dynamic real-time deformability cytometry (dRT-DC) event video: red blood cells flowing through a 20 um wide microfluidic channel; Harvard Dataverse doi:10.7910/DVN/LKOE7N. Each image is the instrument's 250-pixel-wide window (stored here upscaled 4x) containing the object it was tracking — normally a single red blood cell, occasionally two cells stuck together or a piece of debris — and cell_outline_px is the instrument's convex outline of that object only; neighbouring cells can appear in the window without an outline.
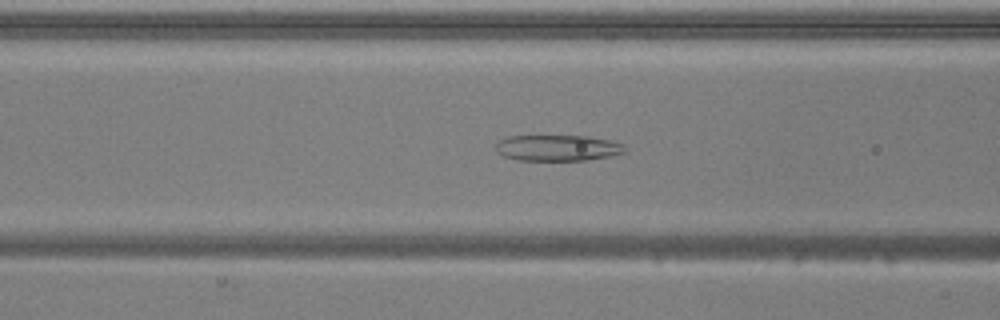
{"species": "common noctule bat (a hibernating species)", "species_latin": "Nyctalus noctula", "temperature_condition": "warm", "stored_images_in_passage": 52, "camera_frame_rate_fps": 3000, "um_per_image_px": 0.085, "animal": {"sex": "male", "body_mass_g": 20.5, "forearm_length_mm": 52.5}, "frame": {"image": 1, "passage_image": 21, "time_ms": 6.667, "image_size_px": [1000, 320], "cell_outline_px": [[624, 152], [612, 156], [588, 160], [520, 160], [504, 156], [496, 152], [492, 144], [508, 136], [588, 136], [608, 140], [624, 144]], "centroid_in_image_um": [47.35, 12.57], "position_along_channel_um": 119.3, "area_um2": 19.65}}
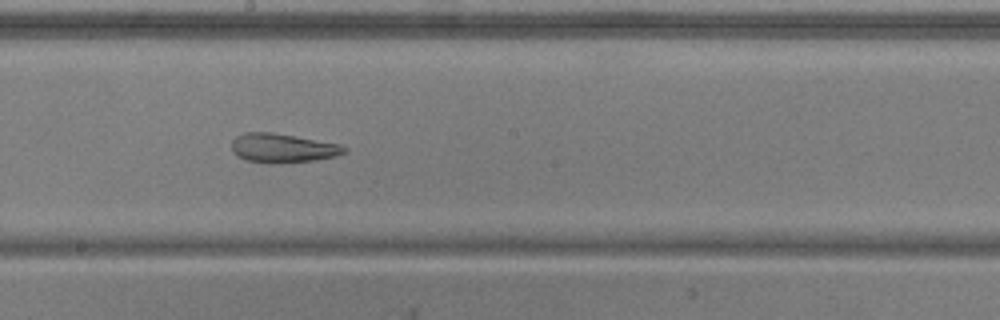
{"frame": {"image": 2, "passage_image": 29, "time_ms": 9.333, "image_size_px": [1000, 320], "cell_outline_px": [[348, 152], [336, 156], [316, 160], [272, 164], [268, 164], [248, 160], [232, 152], [232, 140], [236, 136], [244, 132], [272, 132], [296, 136], [340, 144], [348, 148]], "centroid_in_image_um": [24.05, 12.58], "position_along_channel_um": 224.1, "area_um2": 19.25}}
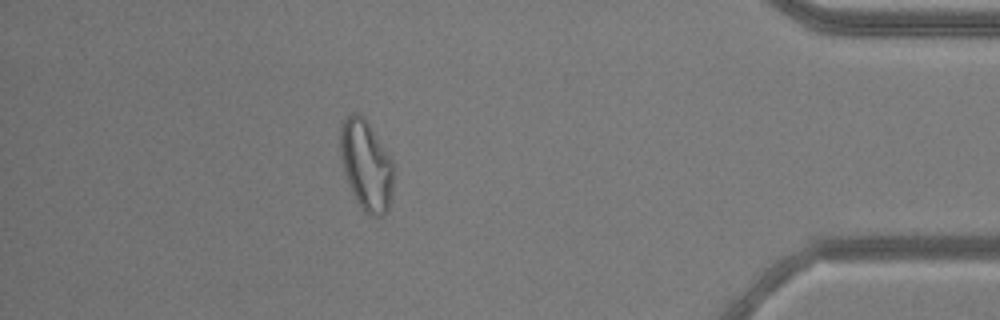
{"frame": {"image": 3, "passage_image": 46, "time_ms": 15.0, "image_size_px": [1000, 320], "cell_outline_px": [[392, 192], [388, 208], [384, 216], [368, 216], [364, 212], [356, 200], [352, 192], [340, 156], [340, 124], [344, 116], [352, 112], [356, 112], [364, 116], [392, 160]], "centroid_in_image_um": [31.1, 14.01], "position_along_channel_um": 404.1, "area_um2": 27.92}, "authors_computed_cell_mechanics": {"area_um2": 26.9926, "velocity_mm_per_s": 3.9227, "shape_relaxation_time_tau1_ms": null, "shape_relaxation_time_tau2_ms": 4.597, "deformation_change_tau1": null, "deformation_change_tau2": 0.1415}}